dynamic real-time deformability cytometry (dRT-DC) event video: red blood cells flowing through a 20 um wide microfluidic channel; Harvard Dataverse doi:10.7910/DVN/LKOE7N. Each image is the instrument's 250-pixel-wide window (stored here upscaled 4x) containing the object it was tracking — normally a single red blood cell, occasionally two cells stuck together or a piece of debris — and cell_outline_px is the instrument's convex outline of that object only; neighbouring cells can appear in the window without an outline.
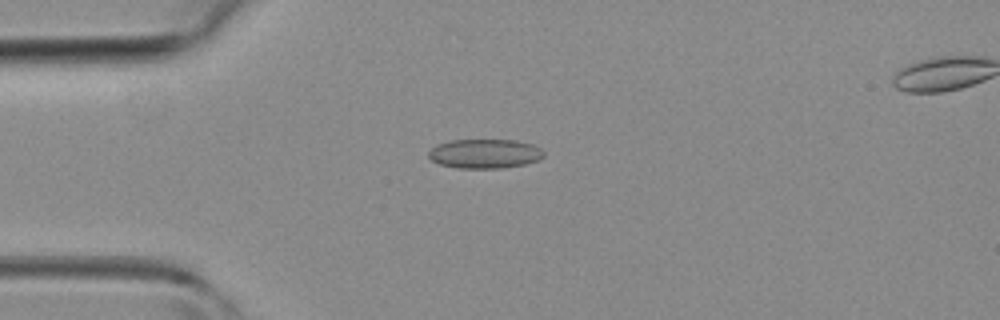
{"species": "common noctule bat (a hibernating species)", "species_latin": "Nyctalus noctula", "temperature_condition": "room temperature", "stored_images_in_passage": 26, "camera_frame_rate_fps": 3000, "um_per_image_px": 0.085, "animal": {"sex": "female", "body_mass_g": 19.3, "forearm_length_mm": 54.1}, "frame": {"image": 1, "passage_image": 4, "time_ms": 1.0, "image_size_px": [1000, 320], "cell_outline_px": [[544, 156], [536, 160], [524, 164], [500, 168], [456, 168], [440, 164], [432, 160], [428, 156], [428, 152], [436, 144], [452, 140], [516, 140], [532, 144], [540, 148], [544, 152]], "centroid_in_image_um": [41.18, 13.06], "position_along_channel_um": 43.8, "area_um2": 19.59}}
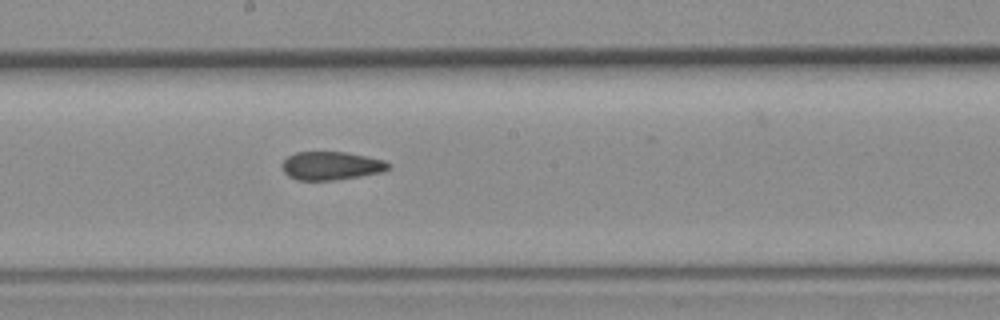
{"frame": {"image": 2, "passage_image": 16, "time_ms": 5.0, "image_size_px": [1000, 320], "cell_outline_px": [[392, 164], [384, 172], [336, 180], [296, 180], [288, 176], [284, 172], [284, 160], [288, 156], [296, 152], [344, 152], [384, 160]], "centroid_in_image_um": [28.17, 14.1], "position_along_channel_um": 220.0, "area_um2": 17.46}}
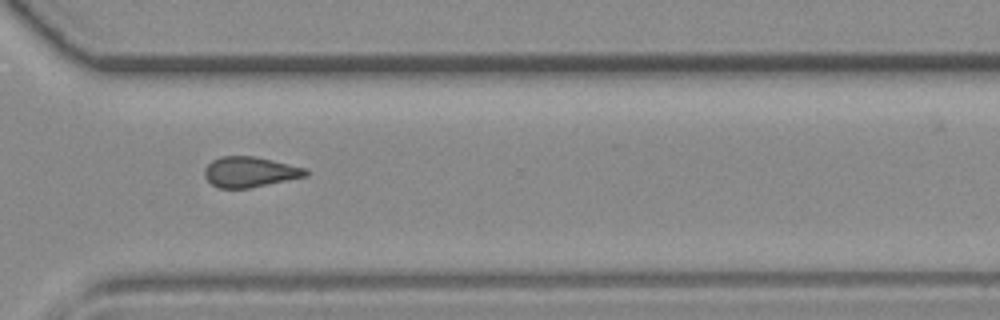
{"frame": {"image": 3, "passage_image": 24, "time_ms": 7.667, "image_size_px": [1000, 320], "cell_outline_px": [[308, 176], [248, 188], [220, 188], [212, 184], [204, 176], [204, 168], [212, 160], [220, 156], [256, 156], [304, 168], [308, 172]], "centroid_in_image_um": [21.21, 14.61], "position_along_channel_um": 349.4, "area_um2": 17.8}}